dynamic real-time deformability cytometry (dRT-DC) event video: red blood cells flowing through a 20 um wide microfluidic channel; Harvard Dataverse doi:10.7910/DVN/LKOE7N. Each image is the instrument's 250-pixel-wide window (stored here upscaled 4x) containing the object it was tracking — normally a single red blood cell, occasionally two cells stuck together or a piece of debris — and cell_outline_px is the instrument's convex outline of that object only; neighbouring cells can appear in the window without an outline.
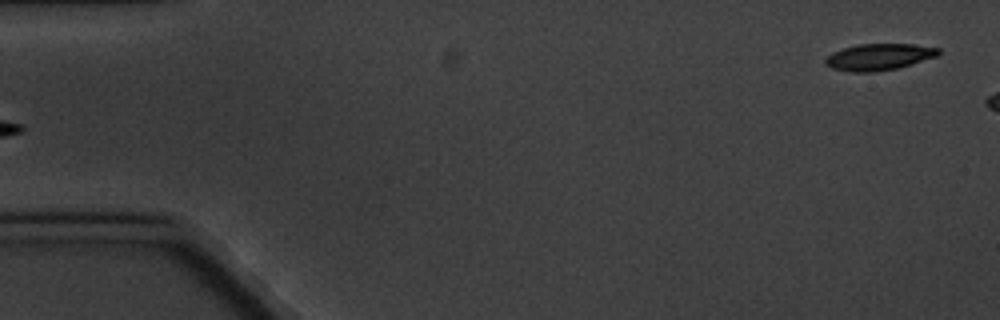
{"species": "common noctule bat (a hibernating species)", "species_latin": "Nyctalus noctula", "temperature_condition": "cold", "stored_images_in_passage": 5, "camera_frame_rate_fps": 3000, "um_per_image_px": 0.085, "animal": {"sex": "male", "body_mass_g": 20.1, "forearm_length_mm": 53.5}, "frame": {"image": 1, "passage_image": 5, "time_ms": 5.667, "image_size_px": [1000, 320], "cell_outline_px": [[940, 52], [936, 56], [912, 64], [896, 68], [872, 72], [848, 72], [832, 68], [824, 64], [824, 60], [832, 52], [844, 48], [860, 44], [912, 44], [940, 48]], "centroid_in_image_um": [74.68, 4.84], "position_along_channel_um": 10.3, "area_um2": 17.4}}